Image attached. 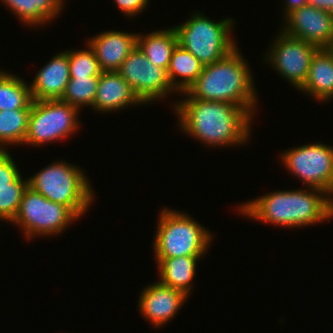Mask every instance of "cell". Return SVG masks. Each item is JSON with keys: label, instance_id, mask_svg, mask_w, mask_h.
Listing matches in <instances>:
<instances>
[{"label": "cell", "instance_id": "cell-25", "mask_svg": "<svg viewBox=\"0 0 333 333\" xmlns=\"http://www.w3.org/2000/svg\"><path fill=\"white\" fill-rule=\"evenodd\" d=\"M86 48L88 49L66 51L70 77H99L102 73L93 48L89 43Z\"/></svg>", "mask_w": 333, "mask_h": 333}, {"label": "cell", "instance_id": "cell-12", "mask_svg": "<svg viewBox=\"0 0 333 333\" xmlns=\"http://www.w3.org/2000/svg\"><path fill=\"white\" fill-rule=\"evenodd\" d=\"M282 31L293 38L312 43L318 48L333 45V14L304 5L284 17Z\"/></svg>", "mask_w": 333, "mask_h": 333}, {"label": "cell", "instance_id": "cell-29", "mask_svg": "<svg viewBox=\"0 0 333 333\" xmlns=\"http://www.w3.org/2000/svg\"><path fill=\"white\" fill-rule=\"evenodd\" d=\"M307 5L333 14V0H307Z\"/></svg>", "mask_w": 333, "mask_h": 333}, {"label": "cell", "instance_id": "cell-4", "mask_svg": "<svg viewBox=\"0 0 333 333\" xmlns=\"http://www.w3.org/2000/svg\"><path fill=\"white\" fill-rule=\"evenodd\" d=\"M57 161L28 178V186L48 200L67 206L78 218L93 203L92 185L82 169Z\"/></svg>", "mask_w": 333, "mask_h": 333}, {"label": "cell", "instance_id": "cell-24", "mask_svg": "<svg viewBox=\"0 0 333 333\" xmlns=\"http://www.w3.org/2000/svg\"><path fill=\"white\" fill-rule=\"evenodd\" d=\"M98 82L99 77H70L60 100L79 110L83 106L93 107Z\"/></svg>", "mask_w": 333, "mask_h": 333}, {"label": "cell", "instance_id": "cell-15", "mask_svg": "<svg viewBox=\"0 0 333 333\" xmlns=\"http://www.w3.org/2000/svg\"><path fill=\"white\" fill-rule=\"evenodd\" d=\"M70 80L68 53L59 52L36 73L30 84L33 100L61 99Z\"/></svg>", "mask_w": 333, "mask_h": 333}, {"label": "cell", "instance_id": "cell-10", "mask_svg": "<svg viewBox=\"0 0 333 333\" xmlns=\"http://www.w3.org/2000/svg\"><path fill=\"white\" fill-rule=\"evenodd\" d=\"M117 72L143 104L160 100L172 91L177 92L170 83L167 70L152 64L138 45Z\"/></svg>", "mask_w": 333, "mask_h": 333}, {"label": "cell", "instance_id": "cell-26", "mask_svg": "<svg viewBox=\"0 0 333 333\" xmlns=\"http://www.w3.org/2000/svg\"><path fill=\"white\" fill-rule=\"evenodd\" d=\"M28 187V179L20 175L11 187L0 188V219L12 222L18 212L24 191Z\"/></svg>", "mask_w": 333, "mask_h": 333}, {"label": "cell", "instance_id": "cell-22", "mask_svg": "<svg viewBox=\"0 0 333 333\" xmlns=\"http://www.w3.org/2000/svg\"><path fill=\"white\" fill-rule=\"evenodd\" d=\"M30 85L19 76L0 70V111L31 109Z\"/></svg>", "mask_w": 333, "mask_h": 333}, {"label": "cell", "instance_id": "cell-7", "mask_svg": "<svg viewBox=\"0 0 333 333\" xmlns=\"http://www.w3.org/2000/svg\"><path fill=\"white\" fill-rule=\"evenodd\" d=\"M77 219L79 218L67 206L48 200L28 186L12 224L19 225L29 241L39 235L63 233Z\"/></svg>", "mask_w": 333, "mask_h": 333}, {"label": "cell", "instance_id": "cell-2", "mask_svg": "<svg viewBox=\"0 0 333 333\" xmlns=\"http://www.w3.org/2000/svg\"><path fill=\"white\" fill-rule=\"evenodd\" d=\"M237 208L243 216L258 222L285 228L302 227L333 218V195L310 187L274 191Z\"/></svg>", "mask_w": 333, "mask_h": 333}, {"label": "cell", "instance_id": "cell-16", "mask_svg": "<svg viewBox=\"0 0 333 333\" xmlns=\"http://www.w3.org/2000/svg\"><path fill=\"white\" fill-rule=\"evenodd\" d=\"M143 103L134 94L130 85L117 71L102 72L96 90L93 108L98 112H115L130 105Z\"/></svg>", "mask_w": 333, "mask_h": 333}, {"label": "cell", "instance_id": "cell-9", "mask_svg": "<svg viewBox=\"0 0 333 333\" xmlns=\"http://www.w3.org/2000/svg\"><path fill=\"white\" fill-rule=\"evenodd\" d=\"M282 164L307 187L333 194V147L322 142L282 152Z\"/></svg>", "mask_w": 333, "mask_h": 333}, {"label": "cell", "instance_id": "cell-1", "mask_svg": "<svg viewBox=\"0 0 333 333\" xmlns=\"http://www.w3.org/2000/svg\"><path fill=\"white\" fill-rule=\"evenodd\" d=\"M173 107L181 131L211 148L245 145L250 139V126L254 118L240 106L226 102L181 99Z\"/></svg>", "mask_w": 333, "mask_h": 333}, {"label": "cell", "instance_id": "cell-6", "mask_svg": "<svg viewBox=\"0 0 333 333\" xmlns=\"http://www.w3.org/2000/svg\"><path fill=\"white\" fill-rule=\"evenodd\" d=\"M193 14L181 25L174 26V29L178 44L204 66L223 59L238 47L234 37L230 35L234 27L233 19L227 17L216 22L203 13Z\"/></svg>", "mask_w": 333, "mask_h": 333}, {"label": "cell", "instance_id": "cell-19", "mask_svg": "<svg viewBox=\"0 0 333 333\" xmlns=\"http://www.w3.org/2000/svg\"><path fill=\"white\" fill-rule=\"evenodd\" d=\"M22 23L43 26L58 17L64 0H1Z\"/></svg>", "mask_w": 333, "mask_h": 333}, {"label": "cell", "instance_id": "cell-14", "mask_svg": "<svg viewBox=\"0 0 333 333\" xmlns=\"http://www.w3.org/2000/svg\"><path fill=\"white\" fill-rule=\"evenodd\" d=\"M136 33L108 30L88 39L102 72L118 71L129 53L137 45Z\"/></svg>", "mask_w": 333, "mask_h": 333}, {"label": "cell", "instance_id": "cell-8", "mask_svg": "<svg viewBox=\"0 0 333 333\" xmlns=\"http://www.w3.org/2000/svg\"><path fill=\"white\" fill-rule=\"evenodd\" d=\"M79 112L78 108L60 99L33 100L24 145L39 147L66 139L80 126Z\"/></svg>", "mask_w": 333, "mask_h": 333}, {"label": "cell", "instance_id": "cell-20", "mask_svg": "<svg viewBox=\"0 0 333 333\" xmlns=\"http://www.w3.org/2000/svg\"><path fill=\"white\" fill-rule=\"evenodd\" d=\"M137 45L149 61L157 67L168 69L173 49L178 44L174 27L156 30L146 35L137 33Z\"/></svg>", "mask_w": 333, "mask_h": 333}, {"label": "cell", "instance_id": "cell-5", "mask_svg": "<svg viewBox=\"0 0 333 333\" xmlns=\"http://www.w3.org/2000/svg\"><path fill=\"white\" fill-rule=\"evenodd\" d=\"M153 240L155 258L203 256L213 241L211 232L187 213L163 208Z\"/></svg>", "mask_w": 333, "mask_h": 333}, {"label": "cell", "instance_id": "cell-21", "mask_svg": "<svg viewBox=\"0 0 333 333\" xmlns=\"http://www.w3.org/2000/svg\"><path fill=\"white\" fill-rule=\"evenodd\" d=\"M203 68L204 65L192 53L177 44L167 69L172 87L179 93L186 92L199 77Z\"/></svg>", "mask_w": 333, "mask_h": 333}, {"label": "cell", "instance_id": "cell-17", "mask_svg": "<svg viewBox=\"0 0 333 333\" xmlns=\"http://www.w3.org/2000/svg\"><path fill=\"white\" fill-rule=\"evenodd\" d=\"M317 101L326 102L333 98V51L319 48L313 55L308 77L299 89Z\"/></svg>", "mask_w": 333, "mask_h": 333}, {"label": "cell", "instance_id": "cell-18", "mask_svg": "<svg viewBox=\"0 0 333 333\" xmlns=\"http://www.w3.org/2000/svg\"><path fill=\"white\" fill-rule=\"evenodd\" d=\"M202 256H179L171 258H155L159 281L171 288L190 295L194 283L198 260ZM193 281V282H192Z\"/></svg>", "mask_w": 333, "mask_h": 333}, {"label": "cell", "instance_id": "cell-30", "mask_svg": "<svg viewBox=\"0 0 333 333\" xmlns=\"http://www.w3.org/2000/svg\"><path fill=\"white\" fill-rule=\"evenodd\" d=\"M285 2V10L283 11L284 16L286 17L290 12L294 9L300 8L307 4V0H286Z\"/></svg>", "mask_w": 333, "mask_h": 333}, {"label": "cell", "instance_id": "cell-13", "mask_svg": "<svg viewBox=\"0 0 333 333\" xmlns=\"http://www.w3.org/2000/svg\"><path fill=\"white\" fill-rule=\"evenodd\" d=\"M187 298L184 292L158 281L143 289L138 299V307L151 325L161 328L175 317Z\"/></svg>", "mask_w": 333, "mask_h": 333}, {"label": "cell", "instance_id": "cell-27", "mask_svg": "<svg viewBox=\"0 0 333 333\" xmlns=\"http://www.w3.org/2000/svg\"><path fill=\"white\" fill-rule=\"evenodd\" d=\"M20 172L8 150H0V188L11 187Z\"/></svg>", "mask_w": 333, "mask_h": 333}, {"label": "cell", "instance_id": "cell-23", "mask_svg": "<svg viewBox=\"0 0 333 333\" xmlns=\"http://www.w3.org/2000/svg\"><path fill=\"white\" fill-rule=\"evenodd\" d=\"M30 112L31 109L0 111V150H7V145H24Z\"/></svg>", "mask_w": 333, "mask_h": 333}, {"label": "cell", "instance_id": "cell-3", "mask_svg": "<svg viewBox=\"0 0 333 333\" xmlns=\"http://www.w3.org/2000/svg\"><path fill=\"white\" fill-rule=\"evenodd\" d=\"M236 47L223 59L205 65L196 81L181 95L185 99L217 101L244 108L255 114L257 94L246 59Z\"/></svg>", "mask_w": 333, "mask_h": 333}, {"label": "cell", "instance_id": "cell-28", "mask_svg": "<svg viewBox=\"0 0 333 333\" xmlns=\"http://www.w3.org/2000/svg\"><path fill=\"white\" fill-rule=\"evenodd\" d=\"M119 10L127 17H134L145 10L149 0H114Z\"/></svg>", "mask_w": 333, "mask_h": 333}, {"label": "cell", "instance_id": "cell-11", "mask_svg": "<svg viewBox=\"0 0 333 333\" xmlns=\"http://www.w3.org/2000/svg\"><path fill=\"white\" fill-rule=\"evenodd\" d=\"M275 39L264 58L281 77L299 90L308 77L311 59L319 48L290 37L282 30Z\"/></svg>", "mask_w": 333, "mask_h": 333}]
</instances>
